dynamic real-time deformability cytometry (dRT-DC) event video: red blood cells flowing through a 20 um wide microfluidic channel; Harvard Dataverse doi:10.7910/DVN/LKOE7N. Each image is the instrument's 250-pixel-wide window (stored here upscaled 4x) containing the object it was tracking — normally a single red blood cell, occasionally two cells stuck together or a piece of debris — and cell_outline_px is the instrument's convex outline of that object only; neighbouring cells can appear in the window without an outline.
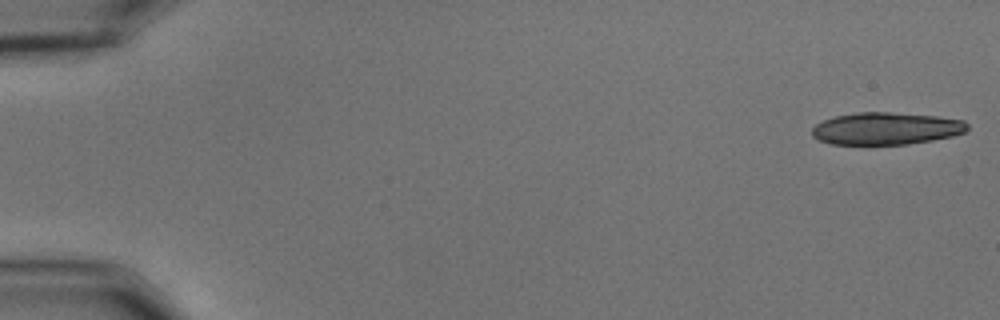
{"species": "common noctule bat (a hibernating species)", "species_latin": "Nyctalus noctula", "temperature_condition": "cold", "stored_images_in_passage": 9, "camera_frame_rate_fps": 3000, "um_per_image_px": 0.085, "animal": {"sex": "male", "body_mass_g": 15.6}, "frame": {"image": 1, "passage_image": 1, "time_ms": 0.0, "image_size_px": [1000, 320], "cell_outline_px": [[968, 128], [964, 132], [952, 136], [932, 140], [908, 144], [832, 144], [820, 140], [812, 136], [812, 128], [816, 124], [824, 120], [836, 116], [856, 112], [888, 112], [936, 116], [964, 120], [968, 124]], "centroid_in_image_um": [75.32, 10.92], "position_along_channel_um": 9.7, "area_um2": 29.07}}